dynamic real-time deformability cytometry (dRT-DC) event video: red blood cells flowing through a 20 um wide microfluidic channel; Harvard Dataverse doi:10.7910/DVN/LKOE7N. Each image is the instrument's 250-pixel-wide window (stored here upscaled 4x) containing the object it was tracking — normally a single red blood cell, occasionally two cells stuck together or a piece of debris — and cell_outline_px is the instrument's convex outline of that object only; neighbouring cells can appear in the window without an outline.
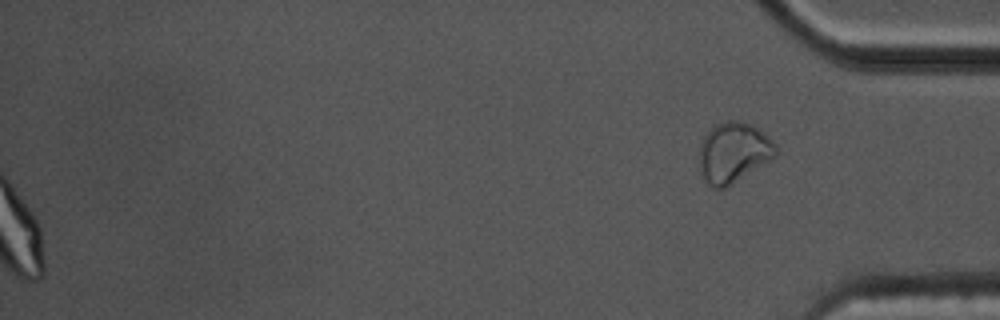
{"species": "common noctule bat (a hibernating species)", "species_latin": "Nyctalus noctula", "temperature_condition": "cold", "stored_images_in_passage": 48, "segment_of_instrument_passage": [2, 2], "camera_frame_rate_fps": 3000, "um_per_image_px": 0.085, "animal": {"sex": "male", "body_mass_g": 17.5, "forearm_length_mm": 52.3}, "frame": {"image": 1, "passage_image": 48, "time_ms": 15.667, "image_size_px": [1000, 320], "cell_outline_px": [[776, 156], [724, 188], [712, 188], [708, 184], [700, 168], [700, 140], [716, 124], [728, 120], [740, 120], [752, 124], [760, 128], [776, 144]], "centroid_in_image_um": [62.36, 12.92], "position_along_channel_um": 372.8, "area_um2": 26.65}}